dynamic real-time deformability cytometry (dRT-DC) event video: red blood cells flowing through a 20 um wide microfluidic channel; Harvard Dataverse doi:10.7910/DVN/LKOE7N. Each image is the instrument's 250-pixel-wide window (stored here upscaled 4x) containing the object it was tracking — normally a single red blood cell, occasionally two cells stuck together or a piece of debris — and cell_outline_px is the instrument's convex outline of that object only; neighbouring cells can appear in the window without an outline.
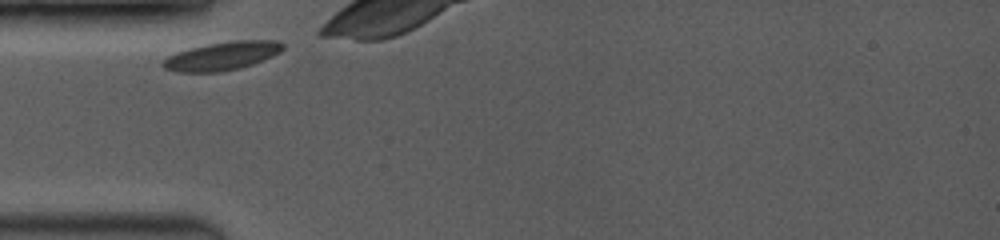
{"species": "common noctule bat (a hibernating species)", "species_latin": "Nyctalus noctula", "temperature_condition": "room temperature", "stored_images_in_passage": 6, "camera_frame_rate_fps": 3500, "um_per_image_px": 0.085, "animal": {"sex": "female", "body_mass_g": 19.0, "forearm_length_mm": 53.3}, "frame": {"image": 1, "passage_image": 1, "time_ms": 0.0, "image_size_px": [1000, 240], "cell_outline_px": [[284, 48], [280, 52], [272, 56], [252, 64], [240, 68], [220, 72], [176, 72], [164, 68], [160, 64], [168, 56], [176, 52], [208, 44], [232, 40], [276, 40], [284, 44]], "centroid_in_image_um": [18.88, 4.76], "position_along_channel_um": 66.1, "area_um2": 19.83}}